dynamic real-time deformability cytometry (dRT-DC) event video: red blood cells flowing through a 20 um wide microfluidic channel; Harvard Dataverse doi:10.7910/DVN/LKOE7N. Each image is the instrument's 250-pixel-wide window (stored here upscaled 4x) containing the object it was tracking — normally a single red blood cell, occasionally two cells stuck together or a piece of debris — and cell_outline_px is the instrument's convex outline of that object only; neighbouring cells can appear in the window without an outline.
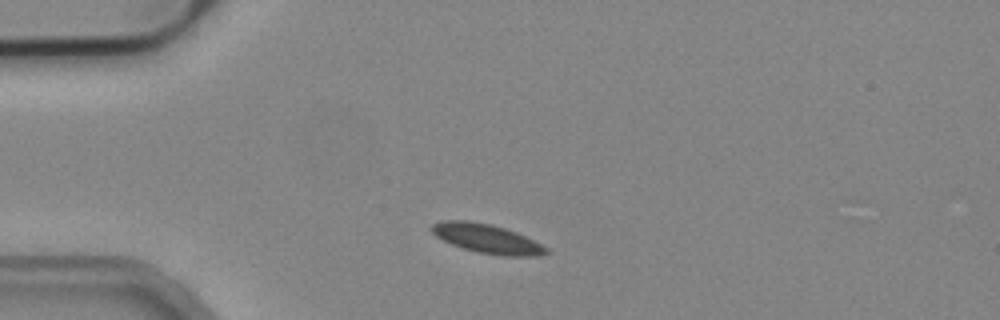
{"species": "common noctule bat (a hibernating species)", "species_latin": "Nyctalus noctula", "temperature_condition": "cold", "stored_images_in_passage": 6, "camera_frame_rate_fps": 3000, "um_per_image_px": 0.085, "animal": {"sex": "male", "body_mass_g": 19.2, "forearm_length_mm": 51.8}, "frame": {"image": 1, "passage_image": 1, "time_ms": 0.0, "image_size_px": [1000, 320], "cell_outline_px": [[552, 252], [536, 256], [504, 256], [476, 252], [452, 244], [436, 236], [432, 232], [432, 224], [440, 220], [468, 220], [492, 224], [516, 232], [548, 248]], "centroid_in_image_um": [41.4, 20.28], "position_along_channel_um": 43.6, "area_um2": 19.36}}
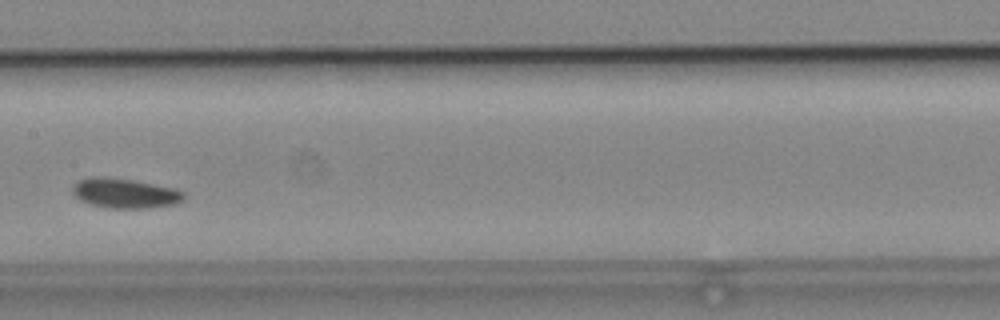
{"frame": {"image": 2, "passage_image": 5, "time_ms": 1.333, "image_size_px": [1000, 320], "cell_outline_px": [[184, 200], [176, 204], [148, 208], [108, 208], [88, 204], [80, 200], [72, 192], [72, 184], [80, 180], [92, 176], [104, 176], [132, 180], [172, 188], [184, 192]], "centroid_in_image_um": [10.58, 16.43], "position_along_channel_um": 196.8, "area_um2": 19.36}}
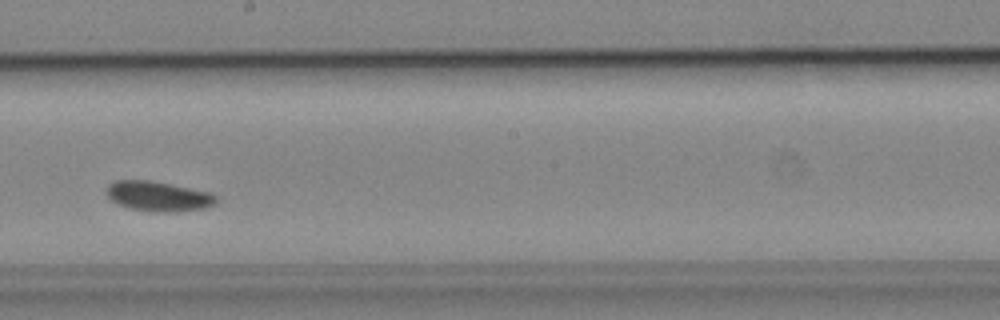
{"frame": {"image": 3, "passage_image": 6, "time_ms": 1.667, "image_size_px": [1000, 320], "cell_outline_px": [[216, 204], [204, 208], [176, 212], [156, 212], [132, 208], [120, 204], [112, 200], [104, 192], [104, 188], [112, 180], [148, 180], [208, 192], [216, 196]], "centroid_in_image_um": [13.4, 16.68], "position_along_channel_um": 234.8, "area_um2": 18.96}}